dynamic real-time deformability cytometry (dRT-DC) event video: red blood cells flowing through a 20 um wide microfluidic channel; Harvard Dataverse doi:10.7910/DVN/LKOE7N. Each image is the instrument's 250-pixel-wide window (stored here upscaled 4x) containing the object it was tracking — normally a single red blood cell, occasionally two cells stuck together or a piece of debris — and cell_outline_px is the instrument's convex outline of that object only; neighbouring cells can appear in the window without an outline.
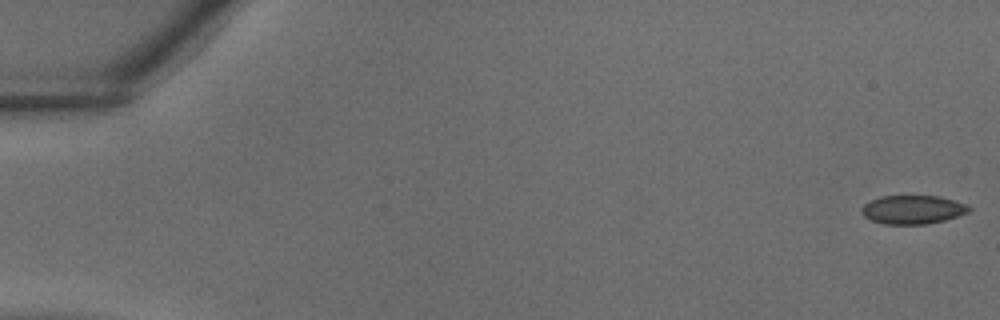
{"species": "common noctule bat (a hibernating species)", "species_latin": "Nyctalus noctula", "temperature_condition": "warm", "stored_images_in_passage": 37, "camera_frame_rate_fps": 3000, "um_per_image_px": 0.085, "animal": {"sex": "male", "body_mass_g": 18.8}, "frame": {"image": 1, "passage_image": 1, "time_ms": 0.0, "image_size_px": [1000, 320], "cell_outline_px": [[972, 208], [968, 212], [944, 220], [928, 224], [884, 224], [872, 220], [864, 216], [860, 212], [860, 208], [864, 204], [880, 196], [940, 196], [968, 204]], "centroid_in_image_um": [77.58, 17.81], "position_along_channel_um": 7.4, "area_um2": 17.98}}
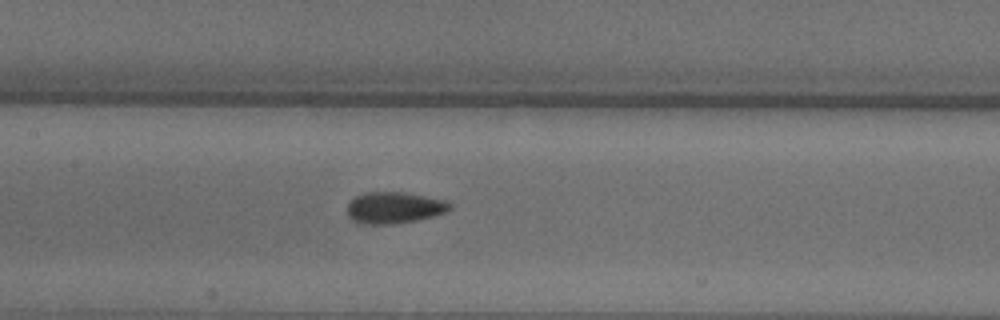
{"frame": {"image": 2, "passage_image": 19, "time_ms": 6.0, "image_size_px": [1000, 320], "cell_outline_px": [[452, 208], [444, 212], [432, 216], [416, 220], [392, 224], [356, 224], [348, 216], [348, 200], [364, 192], [404, 192], [444, 200], [452, 204]], "centroid_in_image_um": [33.45, 17.65], "position_along_channel_um": 174.0, "area_um2": 18.9}}
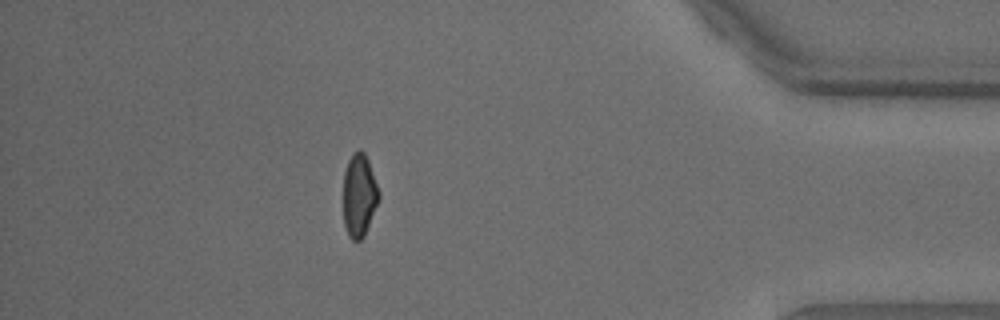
{"frame": {"image": 3, "passage_image": 34, "time_ms": 11.0, "image_size_px": [1000, 320], "cell_outline_px": [[380, 200], [364, 236], [360, 240], [352, 240], [348, 236], [344, 224], [344, 172], [348, 160], [352, 152], [360, 148], [364, 152], [368, 160], [380, 192]], "centroid_in_image_um": [30.54, 16.59], "position_along_channel_um": 404.7, "area_um2": 17.4}}